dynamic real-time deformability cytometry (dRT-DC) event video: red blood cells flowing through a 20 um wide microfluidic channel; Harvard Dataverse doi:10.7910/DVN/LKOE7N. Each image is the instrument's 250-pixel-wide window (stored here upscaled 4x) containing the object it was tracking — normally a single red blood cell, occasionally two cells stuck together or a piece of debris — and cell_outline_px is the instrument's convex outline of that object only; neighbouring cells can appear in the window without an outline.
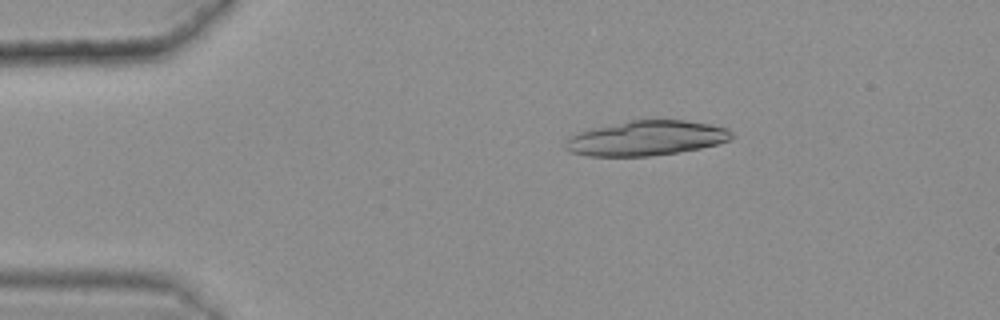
{"species": "common noctule bat (a hibernating species)", "species_latin": "Nyctalus noctula", "temperature_condition": "warm", "stored_images_in_passage": 51, "camera_frame_rate_fps": 3000, "um_per_image_px": 0.085, "animal": {"sex": "female", "body_mass_g": 25.1}, "frame": {"image": 1, "passage_image": 10, "time_ms": 3.0, "image_size_px": [1000, 320], "cell_outline_px": [[736, 136], [732, 140], [700, 148], [676, 152], [648, 156], [588, 156], [572, 152], [564, 148], [568, 140], [572, 136], [580, 132], [592, 128], [632, 120], [684, 120], [708, 124], [728, 128], [736, 132]], "centroid_in_image_um": [55.02, 11.74], "position_along_channel_um": 30.0, "area_um2": 33.58}}
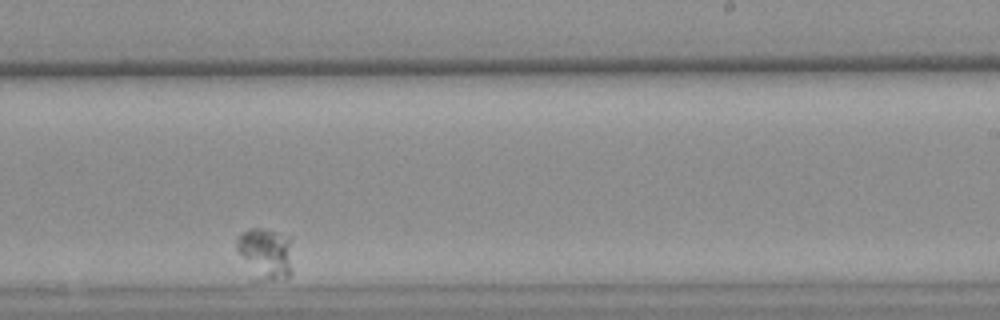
{"frame": {"image": 2, "passage_image": 41, "time_ms": 13.333, "image_size_px": [1000, 320], "cell_outline_px": [[292, 272], [288, 280], [252, 280], [236, 248], [236, 240], [244, 232], [252, 228], [264, 228], [280, 232], [292, 236]], "centroid_in_image_um": [22.62, 21.59], "position_along_channel_um": 266.4, "area_um2": 17.74}}
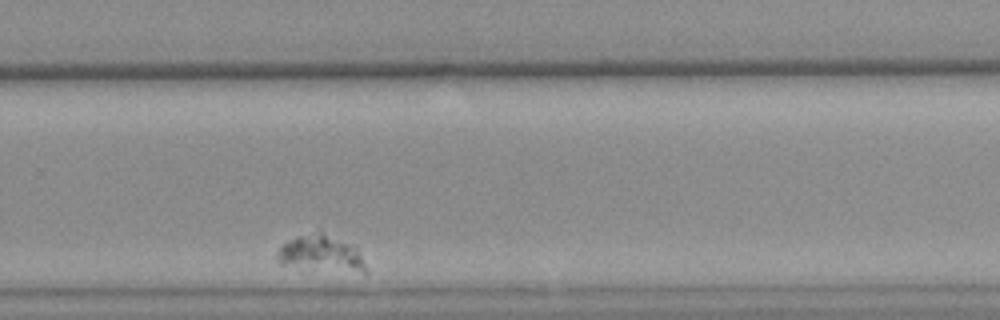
{"frame": {"image": 3, "passage_image": 45, "time_ms": 14.667, "image_size_px": [1000, 320], "cell_outline_px": [[368, 276], [364, 276], [280, 264], [276, 256], [280, 248], [288, 240], [296, 236], [320, 228], [356, 244], [368, 268]], "centroid_in_image_um": [27.46, 21.54], "position_along_channel_um": 302.3, "area_um2": 20.4}}